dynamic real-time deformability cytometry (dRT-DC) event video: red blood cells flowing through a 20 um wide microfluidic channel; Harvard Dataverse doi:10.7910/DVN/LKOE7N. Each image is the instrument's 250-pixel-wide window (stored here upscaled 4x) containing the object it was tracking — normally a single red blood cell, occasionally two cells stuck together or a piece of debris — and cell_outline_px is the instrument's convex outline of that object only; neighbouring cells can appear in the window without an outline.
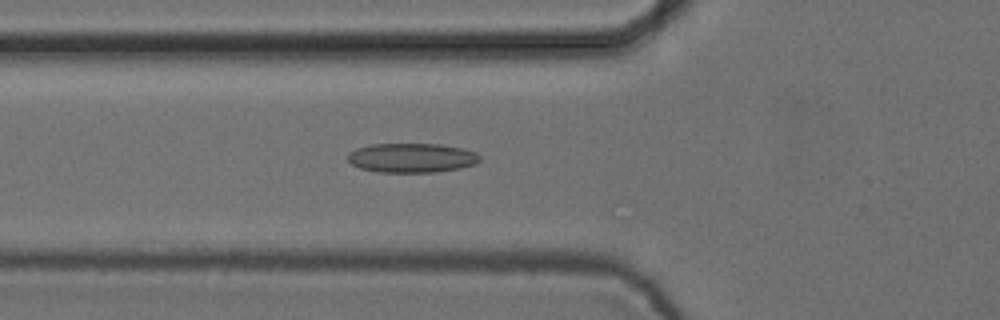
{"species": "common noctule bat (a hibernating species)", "species_latin": "Nyctalus noctula", "temperature_condition": "cold", "stored_images_in_passage": 37, "camera_frame_rate_fps": 3000, "um_per_image_px": 0.085, "animal": {"sex": "female", "body_mass_g": 24.6, "forearm_length_mm": 56.2}, "frame": {"image": 1, "passage_image": 2, "time_ms": 0.333, "image_size_px": [1000, 320], "cell_outline_px": [[480, 160], [476, 164], [436, 172], [380, 172], [360, 168], [352, 164], [348, 160], [348, 152], [356, 148], [372, 144], [440, 144], [460, 148], [476, 152], [480, 156]], "centroid_in_image_um": [34.98, 13.41], "position_along_channel_um": 90.8, "area_um2": 22.48}}
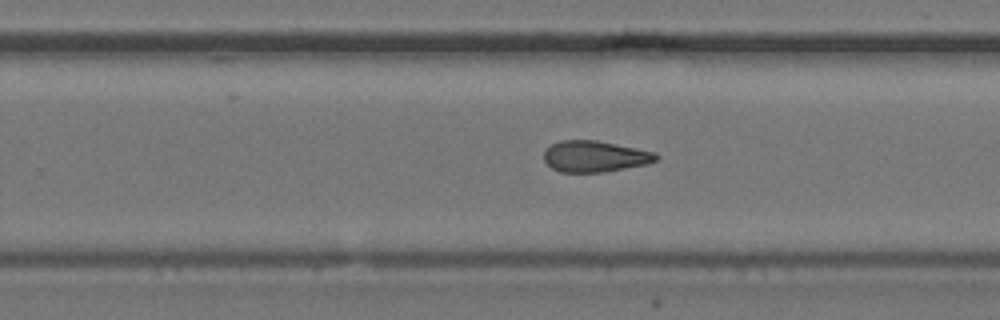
{"frame": {"image": 2, "passage_image": 17, "time_ms": 5.333, "image_size_px": [1000, 320], "cell_outline_px": [[660, 156], [656, 160], [648, 164], [604, 172], [560, 172], [552, 168], [544, 160], [544, 152], [552, 144], [560, 140], [596, 140], [656, 152]], "centroid_in_image_um": [50.58, 13.29], "position_along_channel_um": 279.2, "area_um2": 20.4}}
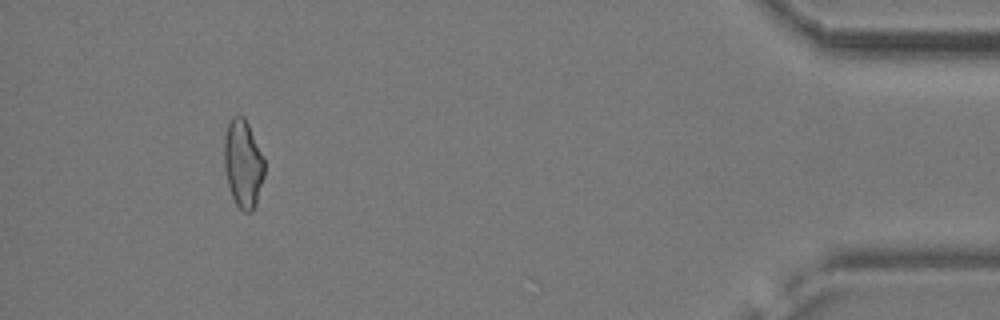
{"frame": {"image": 3, "passage_image": 33, "time_ms": 10.667, "image_size_px": [1000, 320], "cell_outline_px": [[264, 176], [256, 204], [252, 212], [244, 212], [236, 204], [232, 196], [228, 184], [224, 168], [224, 136], [228, 124], [232, 116], [244, 116], [264, 156]], "centroid_in_image_um": [20.66, 13.91], "position_along_channel_um": 414.5, "area_um2": 20.69}}